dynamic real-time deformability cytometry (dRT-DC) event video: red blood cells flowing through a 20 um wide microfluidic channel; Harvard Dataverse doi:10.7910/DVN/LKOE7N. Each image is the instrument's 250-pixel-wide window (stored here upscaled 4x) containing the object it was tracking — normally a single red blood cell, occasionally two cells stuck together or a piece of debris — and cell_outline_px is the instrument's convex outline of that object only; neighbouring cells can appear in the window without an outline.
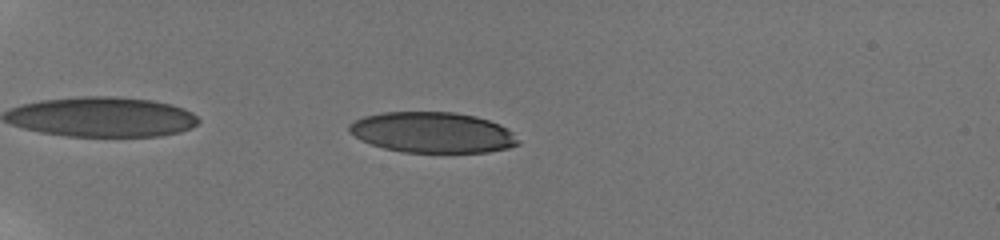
{"species": "human", "species_latin": "Homo sapiens", "temperature_condition": "room temperature", "stored_images_in_passage": 9, "camera_frame_rate_fps": 3000, "um_per_image_px": 0.085, "donor": {"sex": "male"}, "frame": {"image": 1, "passage_image": 7, "time_ms": 5.667, "image_size_px": [1000, 240], "cell_outline_px": [[520, 144], [508, 148], [488, 152], [404, 152], [384, 148], [360, 140], [348, 132], [348, 124], [364, 116], [384, 112], [456, 112], [476, 116], [500, 124], [512, 132], [520, 140]], "centroid_in_image_um": [36.76, 11.26], "position_along_channel_um": 48.2, "area_um2": 40.17}}